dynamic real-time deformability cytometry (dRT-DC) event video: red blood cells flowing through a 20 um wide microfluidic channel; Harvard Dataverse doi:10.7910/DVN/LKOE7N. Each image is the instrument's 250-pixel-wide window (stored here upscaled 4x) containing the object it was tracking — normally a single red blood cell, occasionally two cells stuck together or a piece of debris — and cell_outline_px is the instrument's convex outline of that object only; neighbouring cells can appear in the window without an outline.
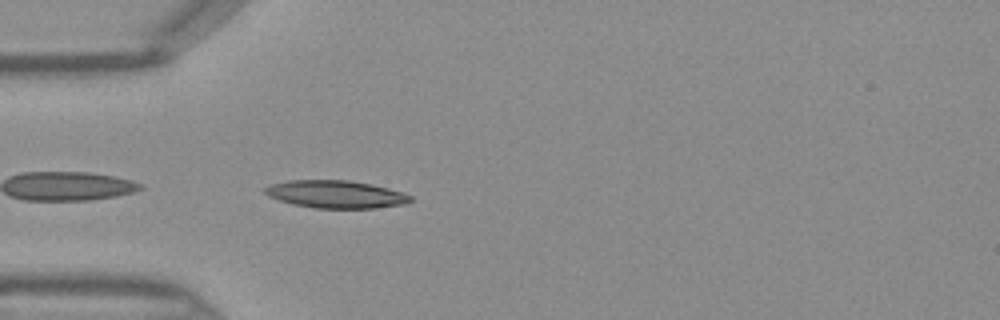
{"species": "Egyptian fruit bat (a non-hibernating species)", "species_latin": "Rousettus aegyptiacus", "temperature_condition": "warm", "stored_images_in_passage": 33, "camera_frame_rate_fps": 3000, "um_per_image_px": 0.085, "frame": {"image": 1, "passage_image": 1, "time_ms": 0.0, "image_size_px": [1000, 320], "cell_outline_px": [[412, 200], [408, 204], [376, 208], [316, 208], [292, 204], [268, 196], [264, 192], [264, 188], [272, 184], [288, 180], [348, 180], [372, 184], [388, 188], [412, 196]], "centroid_in_image_um": [28.56, 16.51], "position_along_channel_um": 56.4, "area_um2": 23.47}}
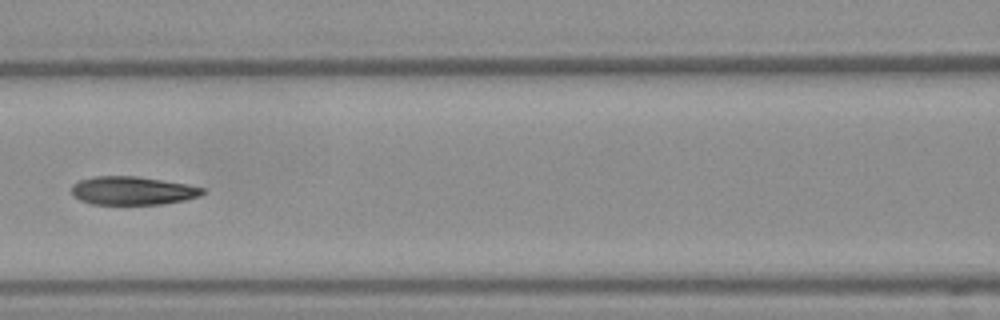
{"frame": {"image": 2, "passage_image": 8, "time_ms": 2.333, "image_size_px": [1000, 320], "cell_outline_px": [[204, 192], [200, 196], [184, 200], [164, 204], [92, 204], [80, 200], [72, 196], [72, 188], [80, 180], [92, 176], [136, 176], [184, 184], [204, 188]], "centroid_in_image_um": [11.25, 16.21], "position_along_channel_um": 155.4, "area_um2": 21.44}}
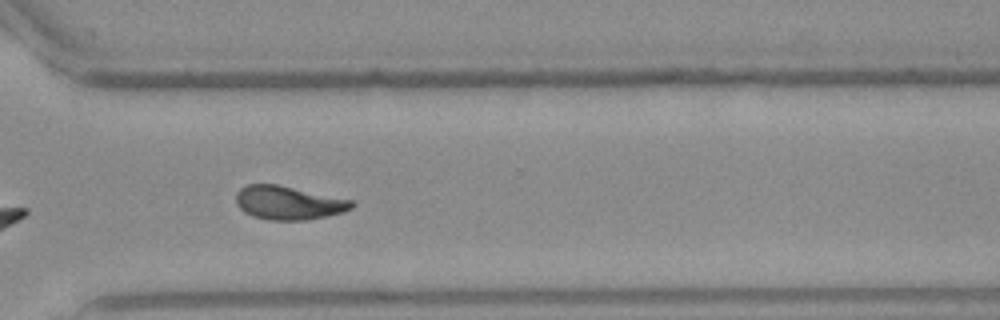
{"frame": {"image": 3, "passage_image": 21, "time_ms": 6.667, "image_size_px": [1000, 320], "cell_outline_px": [[356, 204], [352, 208], [344, 212], [308, 220], [268, 220], [252, 216], [244, 212], [236, 204], [236, 192], [240, 188], [248, 184], [276, 184], [352, 200]], "centroid_in_image_um": [24.51, 17.24], "position_along_channel_um": 346.1, "area_um2": 22.72}}